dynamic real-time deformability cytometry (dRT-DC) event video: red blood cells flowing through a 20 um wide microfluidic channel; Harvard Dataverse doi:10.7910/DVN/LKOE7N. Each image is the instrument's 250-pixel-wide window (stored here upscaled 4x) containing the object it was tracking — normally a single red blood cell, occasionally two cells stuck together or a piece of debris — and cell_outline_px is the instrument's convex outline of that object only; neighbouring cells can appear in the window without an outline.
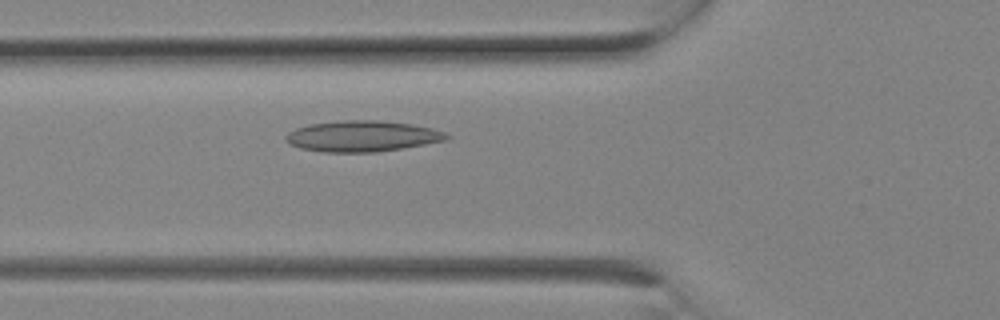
{"species": "Egyptian fruit bat (a non-hibernating species)", "species_latin": "Rousettus aegyptiacus", "temperature_condition": "room temperature", "stored_images_in_passage": 3, "camera_frame_rate_fps": 3000, "um_per_image_px": 0.085, "animal": {"sex": "female"}, "frame": {"image": 1, "passage_image": 3, "time_ms": 0.667, "image_size_px": [1000, 320], "cell_outline_px": [[452, 136], [448, 140], [376, 152], [324, 152], [300, 148], [284, 140], [284, 136], [288, 132], [296, 128], [312, 124], [340, 120], [380, 120], [412, 124], [432, 128], [444, 132]], "centroid_in_image_um": [30.8, 11.57], "position_along_channel_um": 95.0, "area_um2": 28.96}}